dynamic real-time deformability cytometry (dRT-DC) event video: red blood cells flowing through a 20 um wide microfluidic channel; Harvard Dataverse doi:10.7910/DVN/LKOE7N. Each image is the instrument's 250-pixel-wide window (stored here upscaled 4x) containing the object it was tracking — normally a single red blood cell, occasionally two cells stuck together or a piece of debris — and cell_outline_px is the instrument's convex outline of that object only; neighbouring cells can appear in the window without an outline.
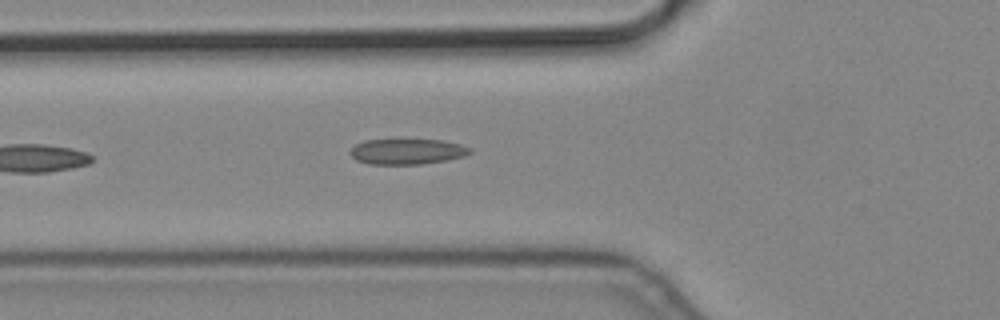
{"species": "common noctule bat (a hibernating species)", "species_latin": "Nyctalus noctula", "temperature_condition": "cold", "stored_images_in_passage": 3, "camera_frame_rate_fps": 3000, "um_per_image_px": 0.085, "animal": {"sex": "male", "body_mass_g": 19.2, "forearm_length_mm": 51.8}, "frame": {"image": 1, "passage_image": 3, "time_ms": 0.667, "image_size_px": [1000, 320], "cell_outline_px": [[472, 152], [464, 156], [448, 160], [420, 164], [368, 164], [356, 160], [348, 152], [356, 144], [364, 140], [404, 136], [444, 140], [460, 144], [472, 148]], "centroid_in_image_um": [34.6, 12.82], "position_along_channel_um": 91.2, "area_um2": 19.02}}